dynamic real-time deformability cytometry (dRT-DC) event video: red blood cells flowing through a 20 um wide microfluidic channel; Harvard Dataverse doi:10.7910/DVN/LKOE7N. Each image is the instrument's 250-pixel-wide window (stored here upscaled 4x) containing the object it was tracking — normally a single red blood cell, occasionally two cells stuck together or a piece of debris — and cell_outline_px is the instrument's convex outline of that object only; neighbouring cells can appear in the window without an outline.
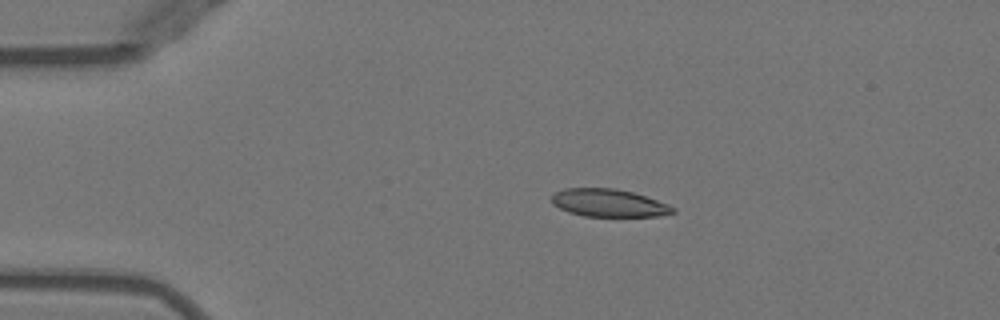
{"species": "Egyptian fruit bat (a non-hibernating species)", "species_latin": "Rousettus aegyptiacus", "temperature_condition": "warm", "stored_images_in_passage": 42, "camera_frame_rate_fps": 3000, "um_per_image_px": 0.085, "animal": {"sex": "female"}, "frame": {"image": 1, "passage_image": 1, "time_ms": 0.0, "image_size_px": [1000, 320], "cell_outline_px": [[676, 212], [656, 216], [584, 216], [568, 212], [552, 204], [552, 196], [556, 192], [564, 188], [616, 188], [632, 192], [668, 204], [676, 208]], "centroid_in_image_um": [51.73, 17.25], "position_along_channel_um": 33.3, "area_um2": 19.48}}
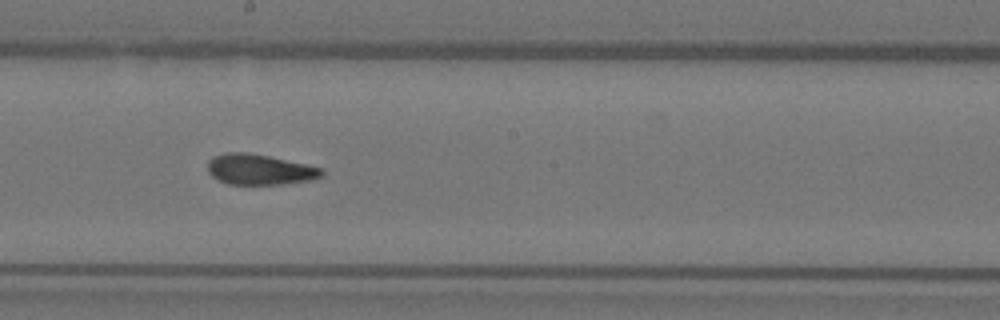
{"frame": {"image": 2, "passage_image": 19, "time_ms": 6.0, "image_size_px": [1000, 320], "cell_outline_px": [[324, 176], [308, 180], [280, 184], [228, 184], [212, 176], [208, 172], [208, 160], [212, 156], [224, 152], [248, 152], [268, 156], [324, 168]], "centroid_in_image_um": [22.05, 14.39], "position_along_channel_um": 226.2, "area_um2": 20.29}}
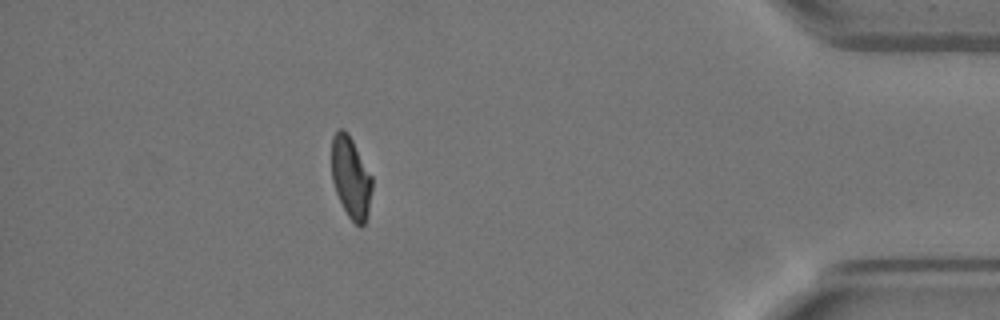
{"frame": {"image": 3, "passage_image": 36, "time_ms": 11.667, "image_size_px": [1000, 320], "cell_outline_px": [[372, 188], [368, 212], [364, 224], [360, 228], [348, 216], [336, 192], [332, 180], [332, 136], [340, 128], [344, 128], [348, 132], [372, 176]], "centroid_in_image_um": [29.82, 15.07], "position_along_channel_um": 405.4, "area_um2": 19.13}, "authors_computed_cell_mechanics": {"area_um2": 20.3745, "velocity_mm_per_s": 3.9908, "shape_relaxation_time_tau1_ms": null, "shape_relaxation_time_tau2_ms": 2.0282, "deformation_change_tau1": null, "deformation_change_tau2": 0.0855}}